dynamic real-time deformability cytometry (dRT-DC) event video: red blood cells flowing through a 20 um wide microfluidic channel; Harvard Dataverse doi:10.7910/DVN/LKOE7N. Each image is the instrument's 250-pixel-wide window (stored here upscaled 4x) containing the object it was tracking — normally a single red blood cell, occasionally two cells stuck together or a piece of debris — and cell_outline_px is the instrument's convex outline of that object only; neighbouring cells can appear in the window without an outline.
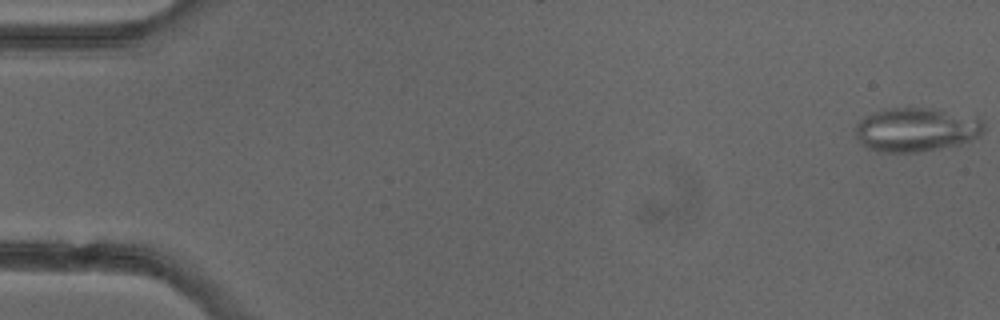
{"species": "common noctule bat (a hibernating species)", "species_latin": "Nyctalus noctula", "temperature_condition": "cold", "stored_images_in_passage": 4, "camera_frame_rate_fps": 3000, "um_per_image_px": 0.085, "animal": {"sex": "female"}, "frame": {"image": 1, "passage_image": 1, "time_ms": 0.0, "image_size_px": [1000, 320], "cell_outline_px": [[984, 128], [976, 136], [960, 144], [920, 152], [876, 152], [860, 144], [856, 136], [856, 124], [864, 116], [884, 108], [932, 108], [976, 116], [984, 120]], "centroid_in_image_um": [77.84, 11.01], "position_along_channel_um": 7.2, "area_um2": 33.06}}